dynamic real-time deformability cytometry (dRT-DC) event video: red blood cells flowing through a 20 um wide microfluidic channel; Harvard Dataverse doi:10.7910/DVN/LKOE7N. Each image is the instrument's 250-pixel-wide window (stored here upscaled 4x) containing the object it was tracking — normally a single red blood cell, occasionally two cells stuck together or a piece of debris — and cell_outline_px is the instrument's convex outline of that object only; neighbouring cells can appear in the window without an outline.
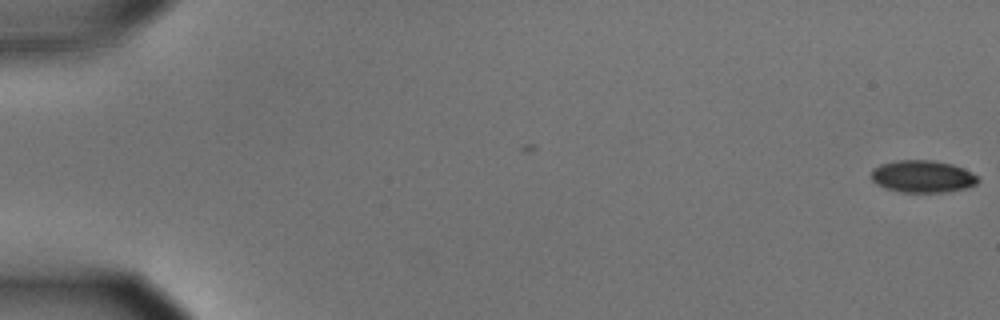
{"species": "common noctule bat (a hibernating species)", "species_latin": "Nyctalus noctula", "temperature_condition": "cold", "stored_images_in_passage": 57, "camera_frame_rate_fps": 3000, "um_per_image_px": 0.085, "animal": {"sex": "male", "body_mass_g": 15.6}, "frame": {"image": 1, "passage_image": 1, "time_ms": 0.0, "image_size_px": [1000, 320], "cell_outline_px": [[980, 180], [976, 184], [968, 188], [948, 192], [900, 192], [884, 188], [876, 184], [872, 180], [872, 168], [880, 164], [896, 160], [932, 160], [952, 164], [964, 168], [972, 172]], "centroid_in_image_um": [78.42, 15.0], "position_along_channel_um": 6.6, "area_um2": 20.29}}
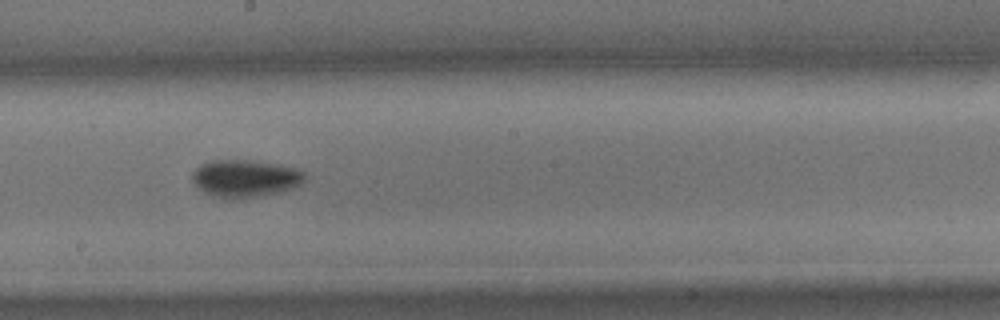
{"frame": {"image": 2, "passage_image": 33, "time_ms": 10.667, "image_size_px": [1000, 320], "cell_outline_px": [[308, 176], [296, 188], [244, 200], [224, 200], [212, 196], [204, 192], [192, 180], [192, 172], [200, 164], [212, 160], [248, 160], [300, 168]], "centroid_in_image_um": [20.86, 15.2], "position_along_channel_um": 227.3, "area_um2": 25.14}}
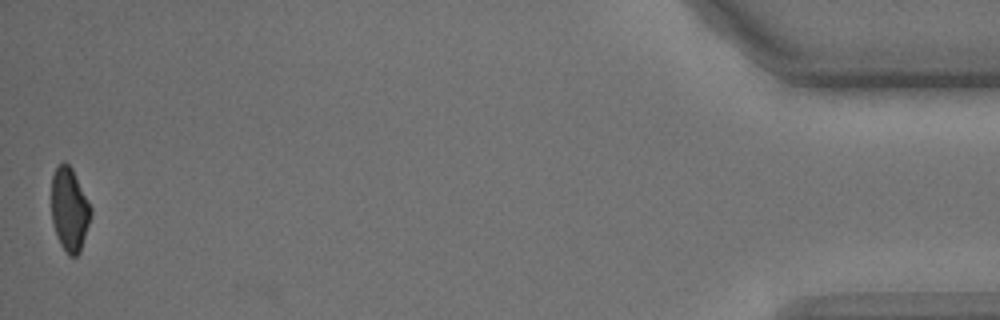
{"frame": {"image": 3, "passage_image": 57, "time_ms": 18.667, "image_size_px": [1000, 320], "cell_outline_px": [[92, 212], [80, 252], [76, 256], [68, 256], [60, 244], [56, 236], [52, 220], [52, 176], [56, 168], [64, 160], [72, 168], [92, 208]], "centroid_in_image_um": [5.9, 17.82], "position_along_channel_um": 429.3, "area_um2": 19.13}, "authors_computed_cell_mechanics": {"area_um2": 22.0218, "velocity_mm_per_s": 3.5848, "shape_relaxation_time_tau1_ms": 3.1632, "shape_relaxation_time_tau2_ms": null, "deformation_change_tau1": 0.0943, "deformation_change_tau2": null}}